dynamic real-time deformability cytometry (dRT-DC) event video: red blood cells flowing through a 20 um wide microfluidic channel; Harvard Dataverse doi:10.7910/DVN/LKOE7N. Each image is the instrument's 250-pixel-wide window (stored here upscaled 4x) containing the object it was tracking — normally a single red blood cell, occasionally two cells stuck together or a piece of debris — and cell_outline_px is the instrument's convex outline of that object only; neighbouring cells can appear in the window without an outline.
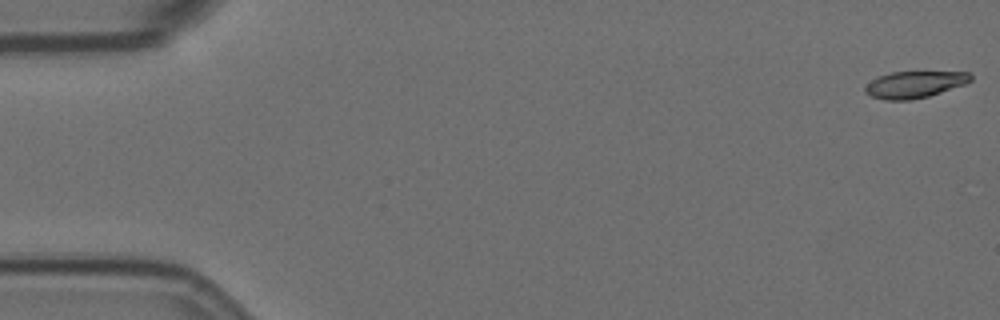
{"species": "Egyptian fruit bat (a non-hibernating species)", "species_latin": "Rousettus aegyptiacus", "temperature_condition": "room temperature", "stored_images_in_passage": 22, "camera_frame_rate_fps": 3000, "um_per_image_px": 0.085, "animal": {"sex": "female"}, "frame": {"image": 1, "passage_image": 1, "time_ms": 0.0, "image_size_px": [1000, 320], "cell_outline_px": [[972, 80], [968, 84], [928, 96], [908, 100], [888, 100], [872, 96], [864, 92], [864, 88], [876, 76], [892, 72], [968, 72], [972, 76]], "centroid_in_image_um": [77.76, 7.17], "position_along_channel_um": 7.2, "area_um2": 16.42}}
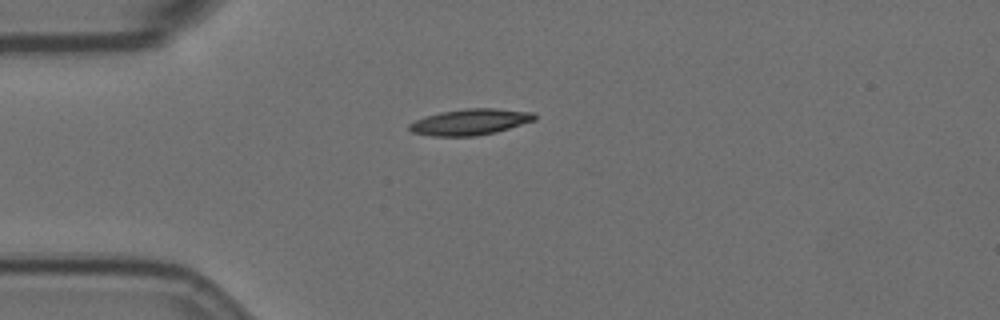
{"frame": {"image": 2, "passage_image": 15, "time_ms": 4.667, "image_size_px": [1000, 320], "cell_outline_px": [[536, 120], [496, 132], [476, 136], [432, 136], [412, 132], [408, 128], [408, 124], [424, 116], [440, 112], [468, 108], [496, 108], [536, 112]], "centroid_in_image_um": [39.99, 10.36], "position_along_channel_um": 45.0, "area_um2": 19.19}}
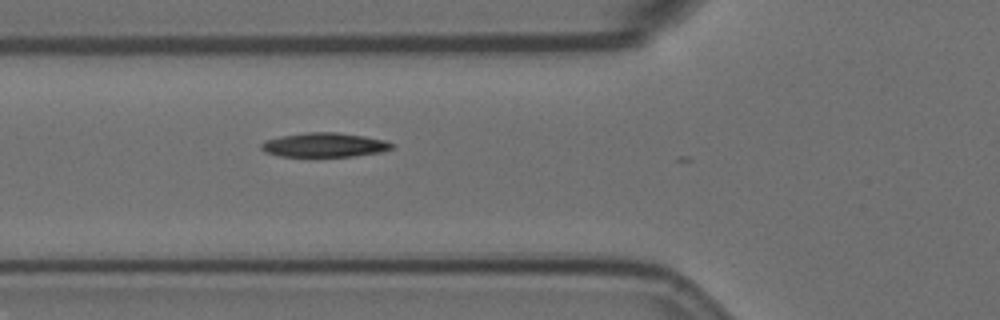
{"frame": {"image": 3, "passage_image": 21, "time_ms": 6.667, "image_size_px": [1000, 320], "cell_outline_px": [[396, 144], [392, 148], [380, 152], [352, 156], [280, 156], [264, 152], [260, 148], [260, 144], [264, 140], [280, 136], [308, 132], [336, 132], [364, 136], [384, 140]], "centroid_in_image_um": [27.54, 12.31], "position_along_channel_um": 98.3, "area_um2": 18.44}}